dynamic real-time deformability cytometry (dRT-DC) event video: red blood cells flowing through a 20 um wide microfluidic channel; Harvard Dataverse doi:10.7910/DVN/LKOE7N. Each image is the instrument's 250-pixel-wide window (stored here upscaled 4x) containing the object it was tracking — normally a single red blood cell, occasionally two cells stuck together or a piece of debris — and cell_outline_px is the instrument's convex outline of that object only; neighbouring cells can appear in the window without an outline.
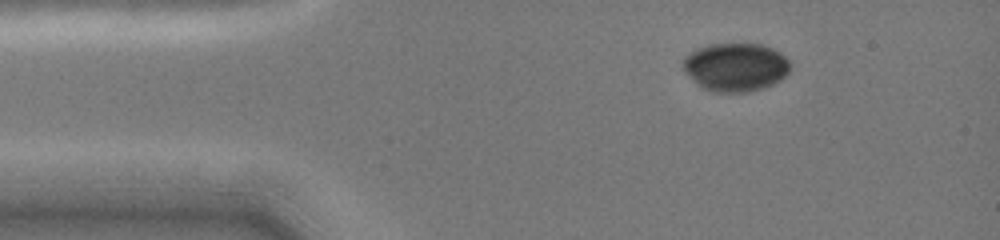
{"species": "common noctule bat (a hibernating species)", "species_latin": "Nyctalus noctula", "temperature_condition": "cold", "stored_images_in_passage": 39, "camera_frame_rate_fps": 3000, "um_per_image_px": 0.085, "animal": {"sex": "female", "body_mass_g": 19.0, "forearm_length_mm": 51.5}, "frame": {"image": 1, "passage_image": 1, "time_ms": 0.0, "image_size_px": [1000, 240], "cell_outline_px": [[788, 72], [780, 80], [764, 88], [748, 92], [712, 92], [700, 88], [684, 72], [684, 56], [700, 48], [712, 44], [760, 44], [772, 48], [780, 52], [788, 60]], "centroid_in_image_um": [62.5, 5.72], "position_along_channel_um": 22.5, "area_um2": 30.11}}
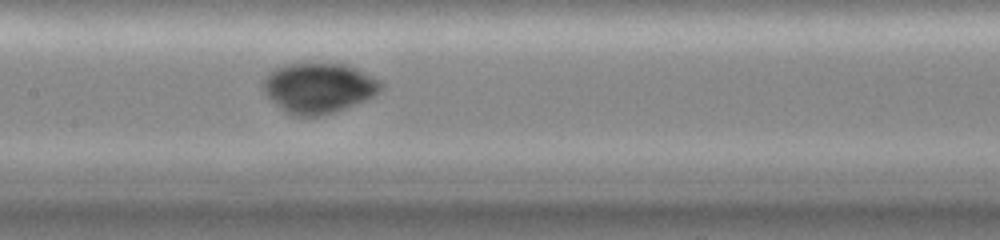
{"frame": {"image": 2, "passage_image": 17, "time_ms": 5.333, "image_size_px": [1000, 240], "cell_outline_px": [[384, 88], [372, 96], [364, 100], [336, 112], [320, 116], [292, 116], [284, 112], [264, 92], [264, 80], [276, 68], [288, 64], [348, 64], [372, 76], [384, 84]], "centroid_in_image_um": [27.12, 7.49], "position_along_channel_um": 180.3, "area_um2": 34.1}}
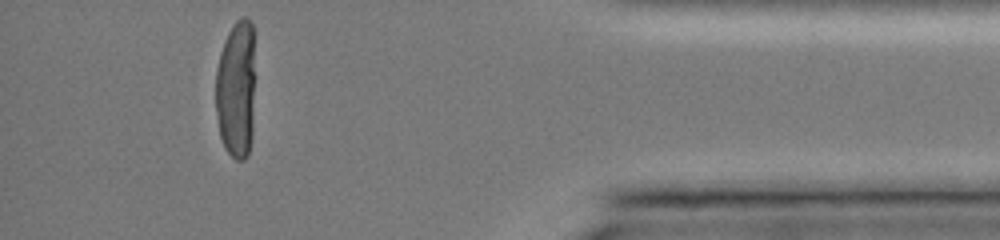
{"frame": {"image": 3, "passage_image": 38, "time_ms": 12.0, "image_size_px": [1000, 240], "cell_outline_px": [[252, 136], [248, 156], [244, 160], [236, 160], [224, 148], [220, 136], [216, 112], [216, 68], [220, 52], [228, 32], [232, 24], [240, 16], [244, 16], [252, 24]], "centroid_in_image_um": [20.03, 7.62], "position_along_channel_um": 415.2, "area_um2": 31.33}}